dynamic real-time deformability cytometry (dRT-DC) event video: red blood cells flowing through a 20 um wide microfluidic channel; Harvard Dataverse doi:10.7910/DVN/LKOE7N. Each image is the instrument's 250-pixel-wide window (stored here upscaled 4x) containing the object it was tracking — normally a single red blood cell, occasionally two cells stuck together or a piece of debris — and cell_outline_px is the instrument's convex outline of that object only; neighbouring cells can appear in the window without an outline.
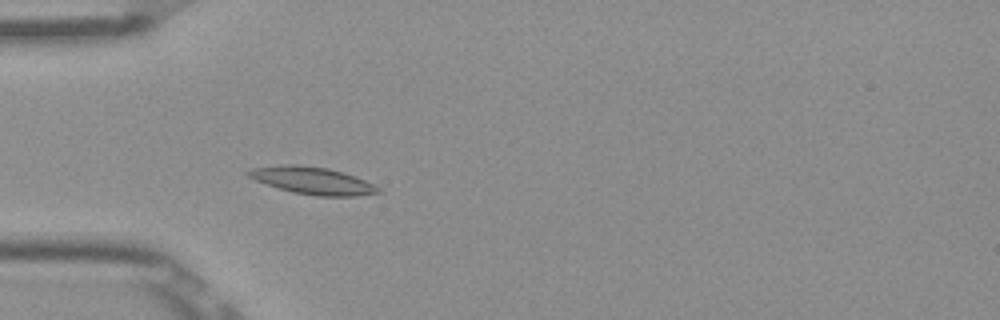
{"species": "Egyptian fruit bat (a non-hibernating species)", "species_latin": "Rousettus aegyptiacus", "temperature_condition": "room temperature", "stored_images_in_passage": 51, "camera_frame_rate_fps": 3000, "um_per_image_px": 0.085, "frame": {"image": 1, "passage_image": 14, "time_ms": 4.333, "image_size_px": [1000, 320], "cell_outline_px": [[380, 192], [356, 196], [316, 196], [292, 192], [256, 180], [248, 176], [244, 172], [252, 168], [288, 164], [296, 164], [328, 168], [364, 180], [380, 188]], "centroid_in_image_um": [26.53, 15.35], "position_along_channel_um": 58.5, "area_um2": 20.23}}
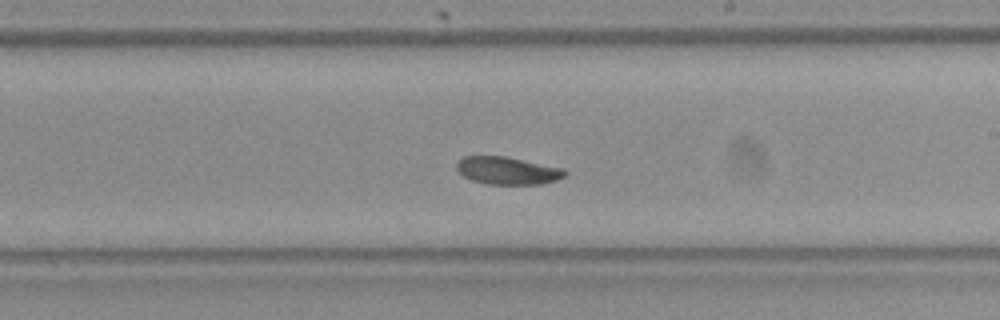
{"frame": {"image": 2, "passage_image": 29, "time_ms": 9.333, "image_size_px": [1000, 320], "cell_outline_px": [[568, 172], [564, 176], [556, 180], [540, 184], [484, 184], [472, 180], [464, 176], [456, 168], [456, 164], [464, 156], [504, 156], [564, 168]], "centroid_in_image_um": [43.15, 14.5], "position_along_channel_um": 245.9, "area_um2": 17.34}}
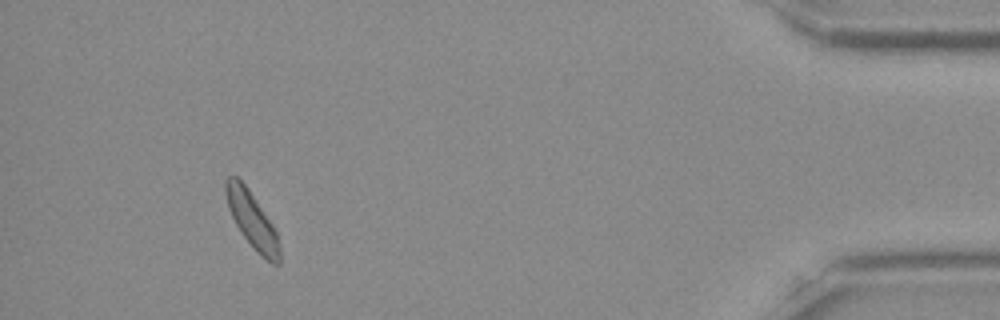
{"frame": {"image": 3, "passage_image": 47, "time_ms": 15.333, "image_size_px": [1000, 320], "cell_outline_px": [[280, 264], [272, 264], [260, 256], [256, 252], [240, 232], [228, 208], [224, 192], [224, 180], [228, 176], [236, 176], [248, 188], [272, 224], [276, 232], [280, 248]], "centroid_in_image_um": [21.4, 18.71], "position_along_channel_um": 413.8, "area_um2": 17.63}, "authors_computed_cell_mechanics": {"area_um2": 18.207, "velocity_mm_per_s": 3.8413, "shape_relaxation_time_tau1_ms": 5.1202, "shape_relaxation_time_tau2_ms": 6.4567, "deformation_change_tau1": 0.0972, "deformation_change_tau2": 0.1098}}